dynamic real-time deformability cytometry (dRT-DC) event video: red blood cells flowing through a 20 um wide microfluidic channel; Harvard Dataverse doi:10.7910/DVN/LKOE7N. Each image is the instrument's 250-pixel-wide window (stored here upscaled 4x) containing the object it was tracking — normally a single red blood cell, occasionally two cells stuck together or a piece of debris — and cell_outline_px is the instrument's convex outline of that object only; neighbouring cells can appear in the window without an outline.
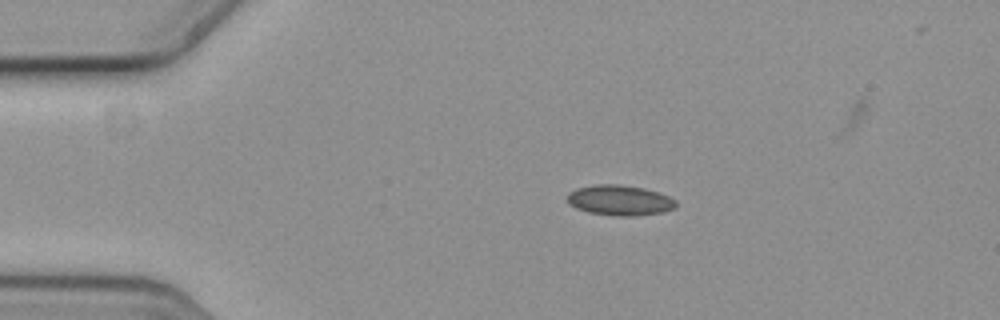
{"species": "common noctule bat (a hibernating species)", "species_latin": "Nyctalus noctula", "temperature_condition": "cold", "stored_images_in_passage": 11, "camera_frame_rate_fps": 3000, "um_per_image_px": 0.085, "animal": {"sex": "female", "body_mass_g": 19.3, "forearm_length_mm": 54.1}, "frame": {"image": 1, "passage_image": 1, "time_ms": 0.0, "image_size_px": [1000, 320], "cell_outline_px": [[676, 208], [664, 212], [632, 216], [616, 216], [588, 212], [576, 208], [568, 204], [568, 192], [576, 188], [596, 184], [620, 184], [644, 188], [668, 196], [676, 200]], "centroid_in_image_um": [52.67, 17.02], "position_along_channel_um": 32.3, "area_um2": 19.31}}
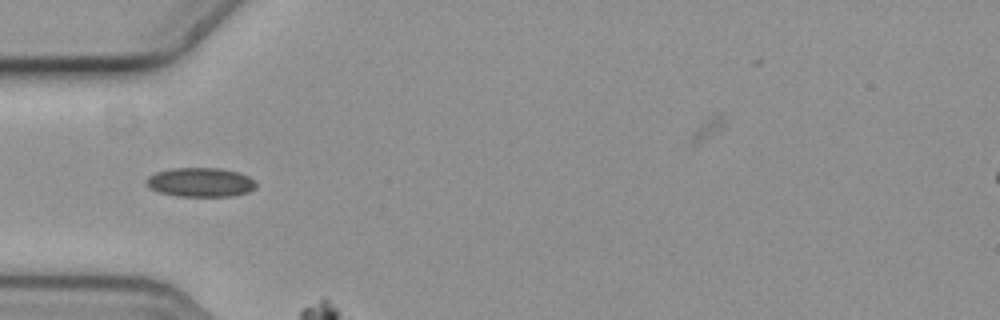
{"frame": {"image": 2, "passage_image": 8, "time_ms": 2.333, "image_size_px": [1000, 320], "cell_outline_px": [[256, 184], [248, 192], [232, 196], [176, 196], [156, 192], [148, 188], [144, 180], [148, 176], [156, 172], [172, 168], [220, 168], [240, 172], [256, 180]], "centroid_in_image_um": [16.99, 15.49], "position_along_channel_um": 68.0, "area_um2": 18.9}}